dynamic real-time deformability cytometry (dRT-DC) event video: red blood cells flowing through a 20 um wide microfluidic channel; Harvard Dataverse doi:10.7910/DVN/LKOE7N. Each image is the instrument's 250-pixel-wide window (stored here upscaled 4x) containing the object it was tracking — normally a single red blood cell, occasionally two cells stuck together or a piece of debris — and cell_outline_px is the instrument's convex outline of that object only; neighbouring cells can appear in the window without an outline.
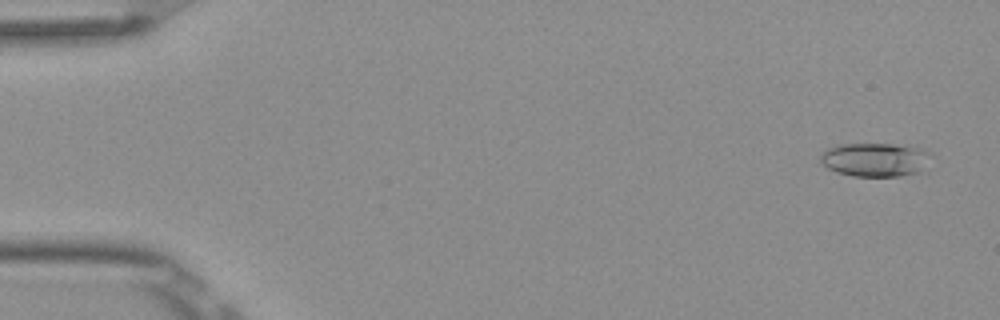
{"species": "Egyptian fruit bat (a non-hibernating species)", "species_latin": "Rousettus aegyptiacus", "temperature_condition": "room temperature", "stored_images_in_passage": 6, "camera_frame_rate_fps": 3000, "um_per_image_px": 0.085, "frame": {"image": 1, "passage_image": 1, "time_ms": 0.0, "image_size_px": [1000, 320], "cell_outline_px": [[932, 152], [920, 172], [900, 176], [852, 176], [836, 172], [828, 168], [820, 160], [820, 156], [828, 148], [836, 144], [892, 144], [920, 148]], "centroid_in_image_um": [74.36, 13.57], "position_along_channel_um": 10.6, "area_um2": 21.62}}
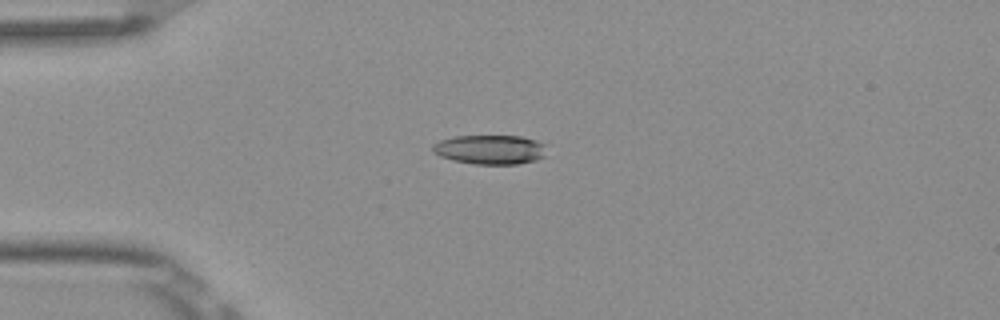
{"frame": {"image": 2, "passage_image": 4, "time_ms": 1.0, "image_size_px": [1000, 320], "cell_outline_px": [[548, 144], [544, 156], [536, 160], [516, 164], [476, 164], [452, 160], [440, 156], [432, 152], [432, 144], [440, 140], [456, 136], [520, 136], [536, 140]], "centroid_in_image_um": [41.67, 12.71], "position_along_channel_um": 43.3, "area_um2": 19.65}}
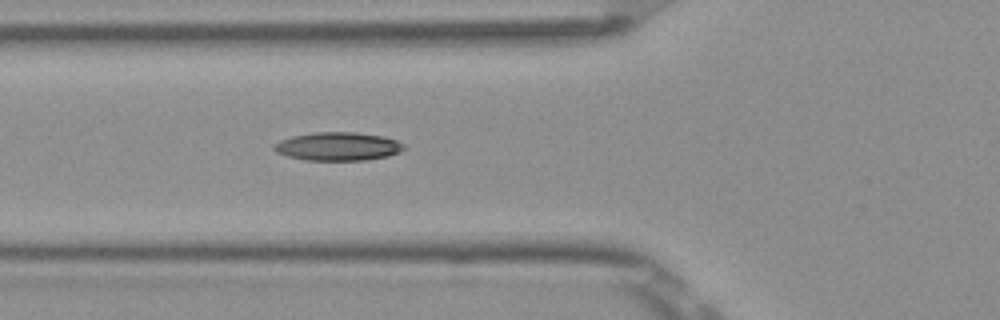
{"frame": {"image": 3, "passage_image": 6, "time_ms": 1.667, "image_size_px": [1000, 320], "cell_outline_px": [[404, 148], [400, 152], [388, 156], [364, 160], [304, 160], [288, 156], [276, 152], [272, 148], [272, 144], [280, 140], [292, 136], [312, 132], [356, 132], [384, 136], [396, 140], [404, 144]], "centroid_in_image_um": [28.7, 12.44], "position_along_channel_um": 97.1, "area_um2": 21.62}}